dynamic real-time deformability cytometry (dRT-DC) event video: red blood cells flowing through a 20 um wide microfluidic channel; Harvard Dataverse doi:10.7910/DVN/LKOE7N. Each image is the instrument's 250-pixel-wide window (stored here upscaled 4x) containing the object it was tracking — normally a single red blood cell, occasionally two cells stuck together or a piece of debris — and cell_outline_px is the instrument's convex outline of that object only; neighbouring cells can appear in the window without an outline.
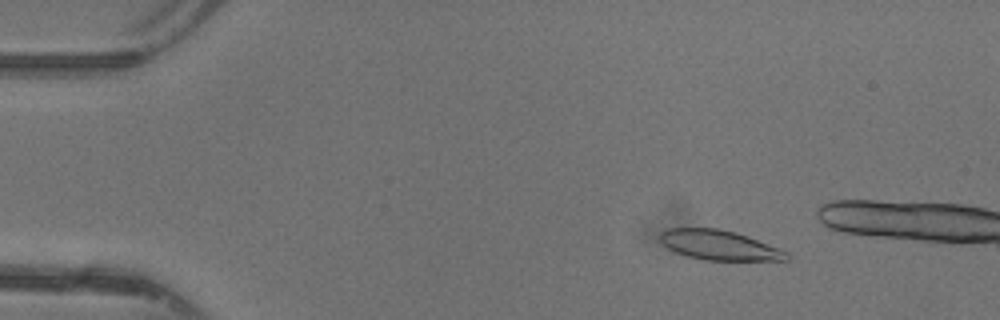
{"species": "common noctule bat (a hibernating species)", "species_latin": "Nyctalus noctula", "temperature_condition": "warm", "stored_images_in_passage": 13, "camera_frame_rate_fps": 3000, "um_per_image_px": 0.085, "animal": {"sex": "female"}, "frame": {"image": 1, "passage_image": 6, "time_ms": 1.667, "image_size_px": [1000, 320], "cell_outline_px": [[788, 260], [704, 260], [688, 256], [676, 252], [668, 248], [660, 240], [660, 232], [668, 228], [720, 228], [736, 232], [788, 252]], "centroid_in_image_um": [61.1, 20.83], "position_along_channel_um": 23.9, "area_um2": 21.73}}